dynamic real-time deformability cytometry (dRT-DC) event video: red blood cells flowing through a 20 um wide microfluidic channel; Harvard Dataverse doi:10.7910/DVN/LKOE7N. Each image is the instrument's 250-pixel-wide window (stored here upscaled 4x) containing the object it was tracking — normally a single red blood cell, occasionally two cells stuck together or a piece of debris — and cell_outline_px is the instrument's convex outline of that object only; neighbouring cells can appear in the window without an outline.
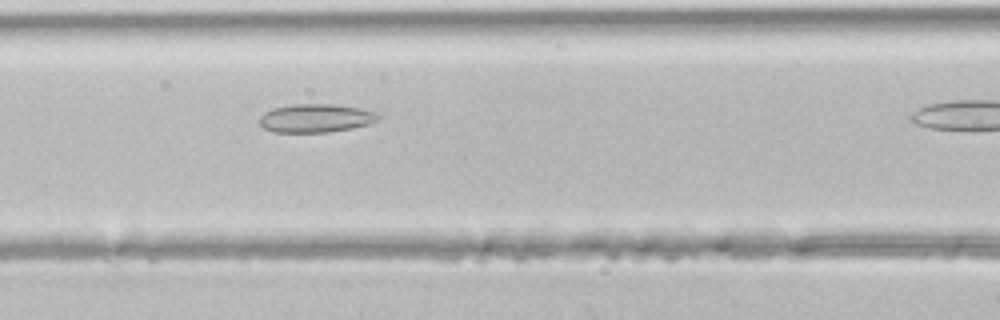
{"species": "common noctule bat (a hibernating species)", "species_latin": "Nyctalus noctula", "temperature_condition": "room temperature", "stored_images_in_passage": 8, "camera_frame_rate_fps": 3000, "um_per_image_px": 0.085, "animal": {"sex": "male", "body_mass_g": 21.5, "forearm_length_mm": 52.0}, "frame": {"image": 1, "passage_image": 7, "time_ms": 2.0, "image_size_px": [1000, 320], "cell_outline_px": [[380, 116], [376, 120], [368, 124], [352, 128], [328, 132], [272, 132], [264, 128], [260, 124], [260, 116], [264, 112], [272, 108], [292, 104], [332, 104], [360, 108], [376, 112]], "centroid_in_image_um": [26.81, 10.04], "position_along_channel_um": 139.8, "area_um2": 19.65}}